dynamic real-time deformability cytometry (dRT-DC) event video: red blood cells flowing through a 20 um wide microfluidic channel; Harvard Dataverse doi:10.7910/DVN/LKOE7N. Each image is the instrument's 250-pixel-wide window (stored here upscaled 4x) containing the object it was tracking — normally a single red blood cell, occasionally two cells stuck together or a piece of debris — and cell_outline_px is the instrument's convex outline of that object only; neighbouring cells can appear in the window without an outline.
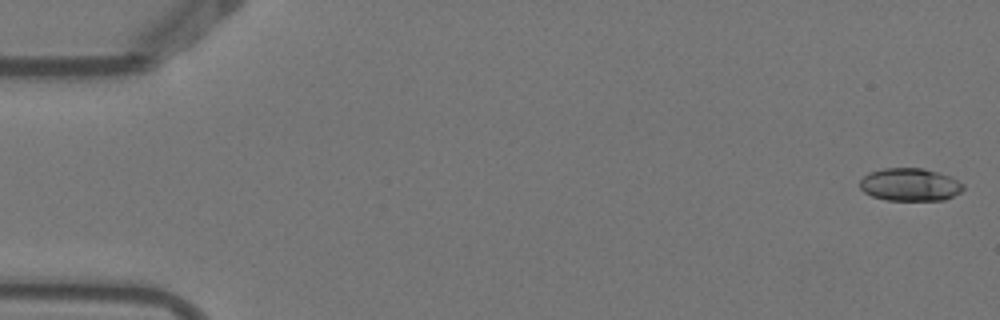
{"species": "Egyptian fruit bat (a non-hibernating species)", "species_latin": "Rousettus aegyptiacus", "temperature_condition": "warm", "stored_images_in_passage": 5, "camera_frame_rate_fps": 3000, "um_per_image_px": 0.085, "animal": {"sex": "female"}, "frame": {"image": 1, "passage_image": 1, "time_ms": 0.0, "image_size_px": [1000, 320], "cell_outline_px": [[964, 188], [960, 192], [944, 200], [888, 200], [872, 196], [864, 192], [860, 188], [860, 180], [868, 172], [884, 168], [924, 168], [948, 176], [964, 184]], "centroid_in_image_um": [77.32, 15.69], "position_along_channel_um": 7.7, "area_um2": 19.65}}
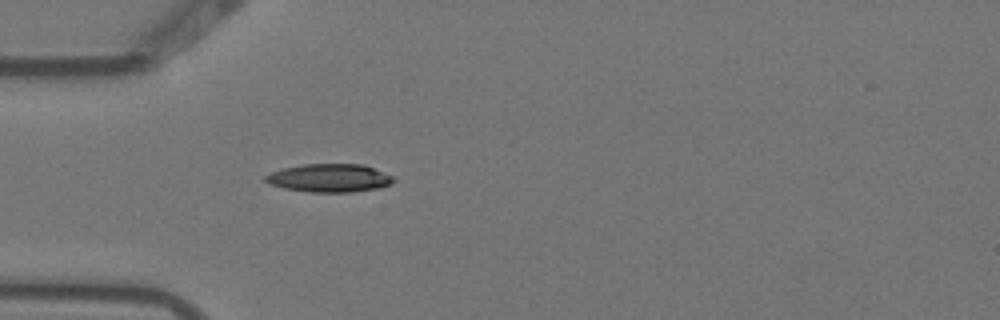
{"frame": {"image": 2, "passage_image": 5, "time_ms": 1.333, "image_size_px": [1000, 320], "cell_outline_px": [[396, 180], [392, 184], [380, 188], [352, 192], [308, 192], [284, 188], [268, 184], [264, 180], [264, 176], [272, 172], [284, 168], [304, 164], [364, 164], [396, 176]], "centroid_in_image_um": [28.06, 15.13], "position_along_channel_um": 56.9, "area_um2": 21.39}}